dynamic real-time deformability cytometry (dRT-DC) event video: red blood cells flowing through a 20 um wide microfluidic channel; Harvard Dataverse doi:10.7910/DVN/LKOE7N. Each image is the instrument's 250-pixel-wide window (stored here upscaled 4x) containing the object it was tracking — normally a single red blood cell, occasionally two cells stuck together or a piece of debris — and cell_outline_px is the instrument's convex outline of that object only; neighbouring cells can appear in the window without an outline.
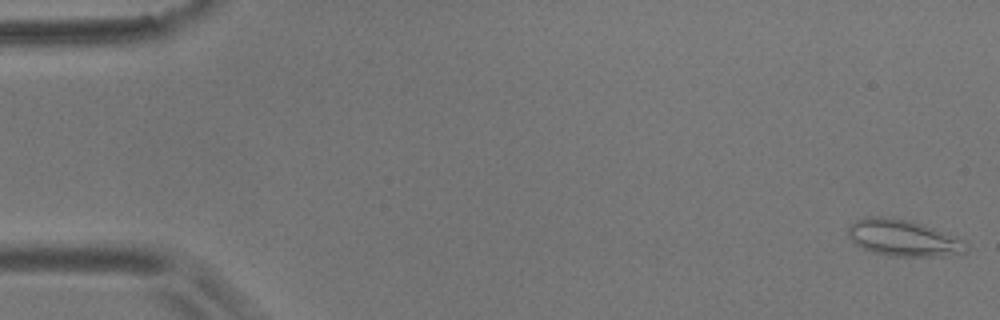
{"species": "common noctule bat (a hibernating species)", "species_latin": "Nyctalus noctula", "temperature_condition": "room temperature", "stored_images_in_passage": 6, "camera_frame_rate_fps": 3000, "um_per_image_px": 0.085, "animal": {"sex": "male", "body_mass_g": 17.9}, "frame": {"image": 1, "passage_image": 1, "time_ms": 0.0, "image_size_px": [1000, 320], "cell_outline_px": [[968, 252], [940, 256], [892, 256], [872, 252], [856, 244], [848, 236], [848, 224], [864, 216], [880, 216], [908, 220], [924, 224], [936, 228], [964, 240], [968, 244]], "centroid_in_image_um": [76.79, 20.21], "position_along_channel_um": 8.2, "area_um2": 25.32}}